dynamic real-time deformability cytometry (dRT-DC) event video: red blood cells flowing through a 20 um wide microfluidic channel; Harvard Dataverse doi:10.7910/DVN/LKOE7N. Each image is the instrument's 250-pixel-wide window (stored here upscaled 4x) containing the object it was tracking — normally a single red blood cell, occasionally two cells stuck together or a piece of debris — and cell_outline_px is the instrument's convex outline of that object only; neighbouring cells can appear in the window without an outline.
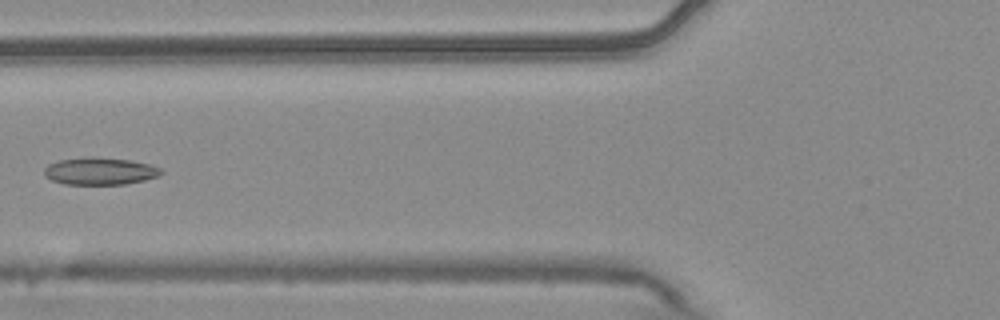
{"species": "common noctule bat (a hibernating species)", "species_latin": "Nyctalus noctula", "temperature_condition": "warm", "stored_images_in_passage": 6, "camera_frame_rate_fps": 3000, "um_per_image_px": 0.085, "animal": {"sex": "male", "body_mass_g": 20.4}, "frame": {"image": 1, "passage_image": 6, "time_ms": 1.667, "image_size_px": [1000, 320], "cell_outline_px": [[164, 172], [160, 176], [144, 180], [124, 184], [64, 184], [52, 180], [44, 176], [44, 168], [48, 164], [60, 160], [88, 156], [92, 156], [132, 160], [152, 164], [160, 168]], "centroid_in_image_um": [8.52, 14.53], "position_along_channel_um": 117.3, "area_um2": 18.84}}